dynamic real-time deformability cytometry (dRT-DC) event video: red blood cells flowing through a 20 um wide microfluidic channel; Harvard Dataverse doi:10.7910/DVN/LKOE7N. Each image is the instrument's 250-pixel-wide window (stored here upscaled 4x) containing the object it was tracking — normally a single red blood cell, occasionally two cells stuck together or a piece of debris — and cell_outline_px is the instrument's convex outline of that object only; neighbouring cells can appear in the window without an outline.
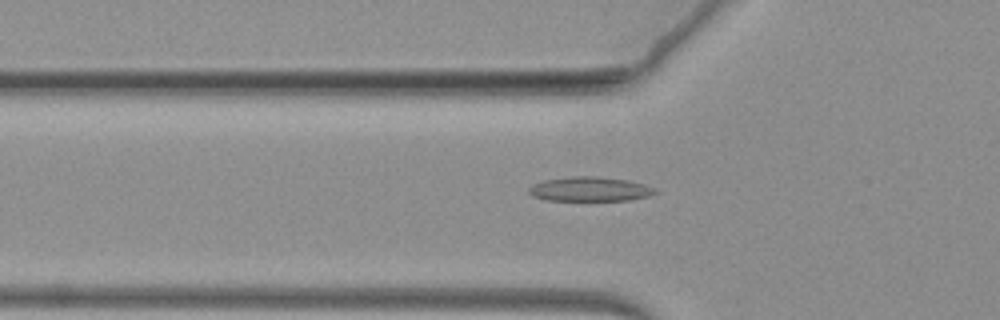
{"species": "common noctule bat (a hibernating species)", "species_latin": "Nyctalus noctula", "temperature_condition": "warm", "stored_images_in_passage": 47, "camera_frame_rate_fps": 3000, "um_per_image_px": 0.085, "animal": {"sex": "female", "body_mass_g": 19.3, "forearm_length_mm": 54.1}, "frame": {"image": 1, "passage_image": 6, "time_ms": 1.667, "image_size_px": [1000, 320], "cell_outline_px": [[660, 192], [648, 196], [628, 200], [544, 200], [532, 196], [528, 192], [528, 188], [532, 184], [544, 180], [568, 176], [600, 176], [628, 180], [644, 184], [656, 188]], "centroid_in_image_um": [50.14, 16.06], "position_along_channel_um": 75.7, "area_um2": 18.21}}
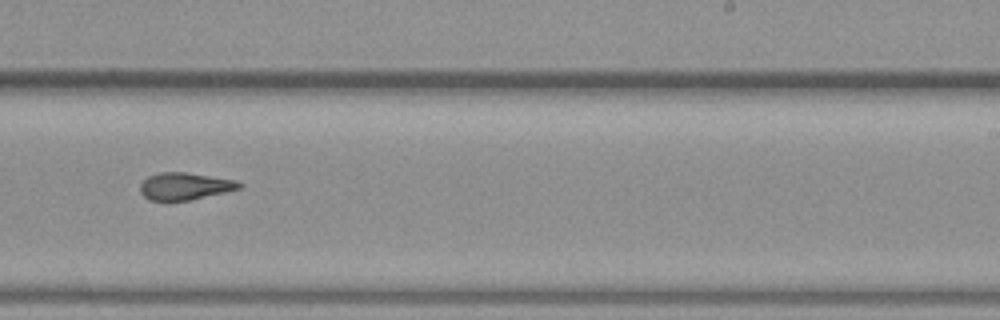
{"frame": {"image": 2, "passage_image": 25, "time_ms": 8.0, "image_size_px": [1000, 320], "cell_outline_px": [[244, 184], [240, 188], [224, 192], [188, 200], [148, 200], [140, 192], [140, 184], [148, 176], [160, 172], [184, 172], [236, 180]], "centroid_in_image_um": [15.69, 15.82], "position_along_channel_um": 273.3, "area_um2": 15.49}}
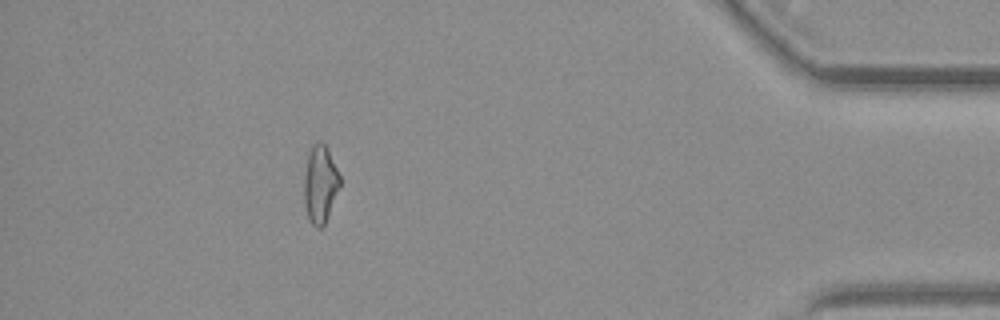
{"frame": {"image": 3, "passage_image": 43, "time_ms": 14.0, "image_size_px": [1000, 320], "cell_outline_px": [[340, 188], [328, 216], [324, 224], [320, 228], [316, 228], [312, 224], [308, 216], [304, 204], [304, 176], [308, 152], [312, 144], [320, 140], [328, 148], [340, 176]], "centroid_in_image_um": [27.22, 15.62], "position_along_channel_um": 408.0, "area_um2": 16.36}}